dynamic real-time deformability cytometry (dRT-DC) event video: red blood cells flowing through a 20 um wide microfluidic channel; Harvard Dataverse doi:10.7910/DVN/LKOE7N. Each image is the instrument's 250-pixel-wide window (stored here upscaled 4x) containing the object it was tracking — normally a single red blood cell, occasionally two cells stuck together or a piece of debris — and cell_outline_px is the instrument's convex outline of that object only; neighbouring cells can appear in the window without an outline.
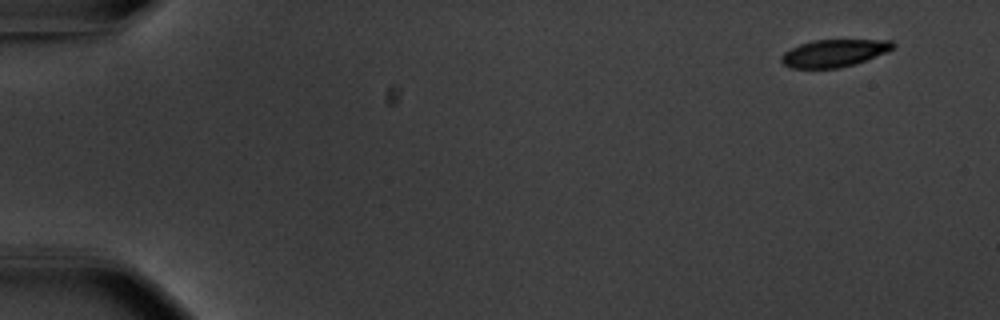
{"species": "common noctule bat (a hibernating species)", "species_latin": "Nyctalus noctula", "temperature_condition": "warm", "stored_images_in_passage": 53, "camera_frame_rate_fps": 3000, "um_per_image_px": 0.085, "animal": {"sex": "male", "body_mass_g": 20.1, "forearm_length_mm": 53.5}, "frame": {"image": 1, "passage_image": 1, "time_ms": 0.0, "image_size_px": [1000, 320], "cell_outline_px": [[896, 44], [888, 52], [856, 64], [840, 68], [792, 68], [784, 64], [780, 60], [780, 56], [784, 52], [800, 44], [812, 40], [892, 40]], "centroid_in_image_um": [70.91, 4.52], "position_along_channel_um": 14.1, "area_um2": 17.92}}
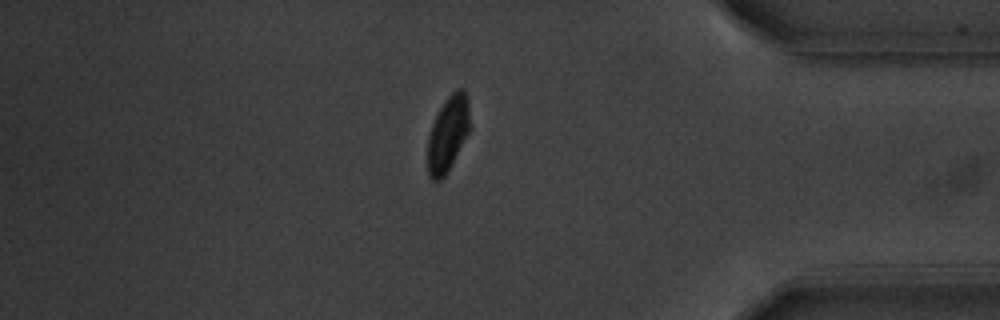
{"frame": {"image": 2, "passage_image": 45, "time_ms": 14.667, "image_size_px": [1000, 320], "cell_outline_px": [[472, 128], [444, 176], [440, 180], [432, 180], [428, 176], [428, 136], [432, 124], [444, 100], [456, 88], [464, 88], [468, 100]], "centroid_in_image_um": [38.1, 11.32], "position_along_channel_um": 397.1, "area_um2": 18.73}}
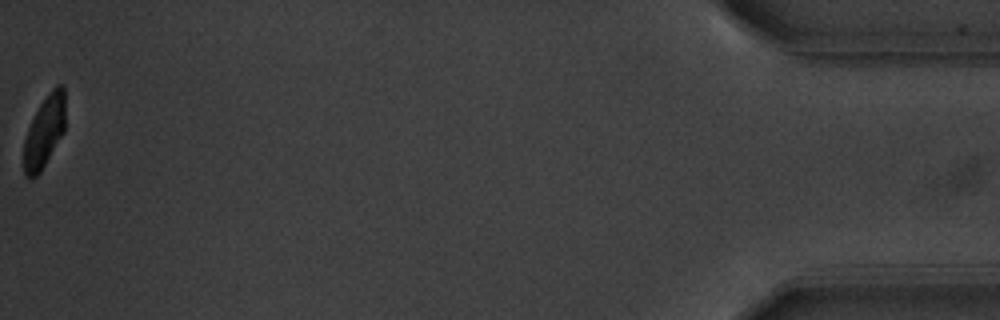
{"frame": {"image": 3, "passage_image": 53, "time_ms": 17.333, "image_size_px": [1000, 320], "cell_outline_px": [[64, 132], [40, 172], [32, 180], [28, 180], [24, 176], [24, 140], [28, 128], [40, 104], [52, 88], [56, 84], [64, 84]], "centroid_in_image_um": [3.76, 11.21], "position_along_channel_um": 431.4, "area_um2": 17.28}, "authors_computed_cell_mechanics": {"area_um2": 19.5942, "velocity_mm_per_s": 3.6992, "shape_relaxation_time_tau1_ms": 3.1033, "shape_relaxation_time_tau2_ms": 2.9308, "deformation_change_tau1": 0.1485, "deformation_change_tau2": 0.0729}}